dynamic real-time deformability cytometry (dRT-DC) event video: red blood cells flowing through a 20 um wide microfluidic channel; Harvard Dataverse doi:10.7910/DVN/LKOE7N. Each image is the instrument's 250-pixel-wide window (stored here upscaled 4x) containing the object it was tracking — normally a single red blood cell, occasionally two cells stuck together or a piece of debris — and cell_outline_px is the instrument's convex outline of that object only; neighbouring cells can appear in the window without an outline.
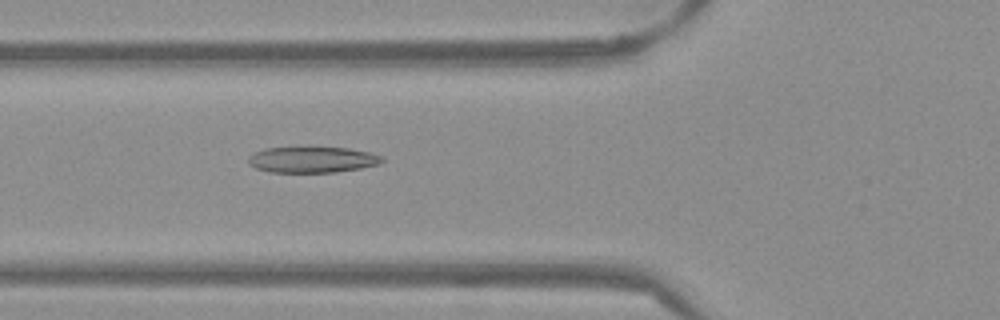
{"species": "Egyptian fruit bat (a non-hibernating species)", "species_latin": "Rousettus aegyptiacus", "temperature_condition": "warm", "stored_images_in_passage": 52, "camera_frame_rate_fps": 3000, "um_per_image_px": 0.085, "frame": {"image": 1, "passage_image": 19, "time_ms": 6.0, "image_size_px": [1000, 320], "cell_outline_px": [[384, 160], [376, 164], [360, 168], [336, 172], [268, 172], [256, 168], [248, 164], [248, 156], [264, 148], [296, 144], [312, 144], [348, 148], [368, 152], [380, 156]], "centroid_in_image_um": [26.45, 13.5], "position_along_channel_um": 99.4, "area_um2": 21.33}}
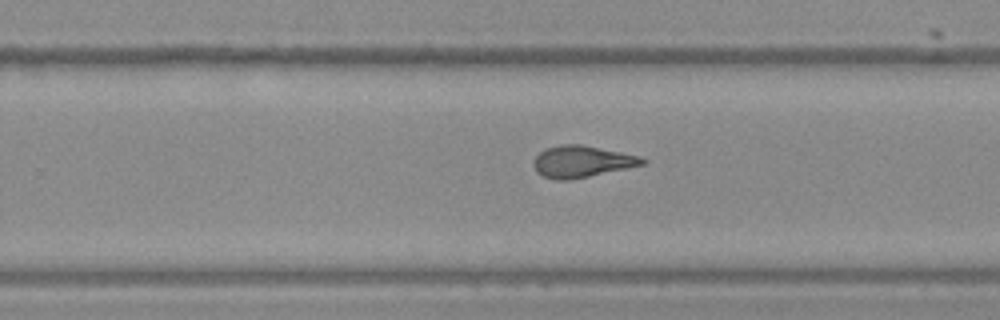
{"frame": {"image": 2, "passage_image": 33, "time_ms": 10.667, "image_size_px": [1000, 320], "cell_outline_px": [[648, 160], [644, 164], [628, 168], [568, 180], [556, 180], [544, 176], [536, 172], [532, 164], [536, 156], [540, 152], [548, 148], [560, 144], [580, 144], [640, 156]], "centroid_in_image_um": [49.44, 13.73], "position_along_channel_um": 280.4, "area_um2": 19.88}}
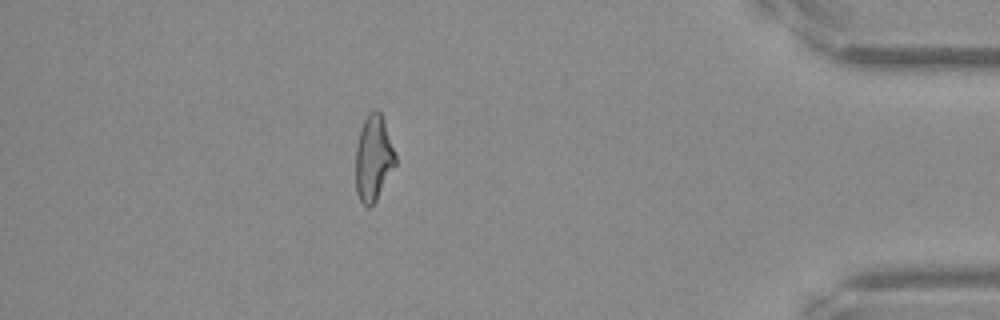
{"frame": {"image": 3, "passage_image": 46, "time_ms": 15.0, "image_size_px": [1000, 320], "cell_outline_px": [[396, 164], [376, 200], [368, 208], [360, 200], [356, 192], [356, 148], [360, 128], [368, 112], [380, 112], [396, 156]], "centroid_in_image_um": [31.73, 13.47], "position_along_channel_um": 403.5, "area_um2": 19.42}, "authors_computed_cell_mechanics": {"area_um2": 20.4323, "velocity_mm_per_s": 3.8676, "shape_relaxation_time_tau1_ms": null, "shape_relaxation_time_tau2_ms": 2.0901, "deformation_change_tau1": null, "deformation_change_tau2": 0.1046}}